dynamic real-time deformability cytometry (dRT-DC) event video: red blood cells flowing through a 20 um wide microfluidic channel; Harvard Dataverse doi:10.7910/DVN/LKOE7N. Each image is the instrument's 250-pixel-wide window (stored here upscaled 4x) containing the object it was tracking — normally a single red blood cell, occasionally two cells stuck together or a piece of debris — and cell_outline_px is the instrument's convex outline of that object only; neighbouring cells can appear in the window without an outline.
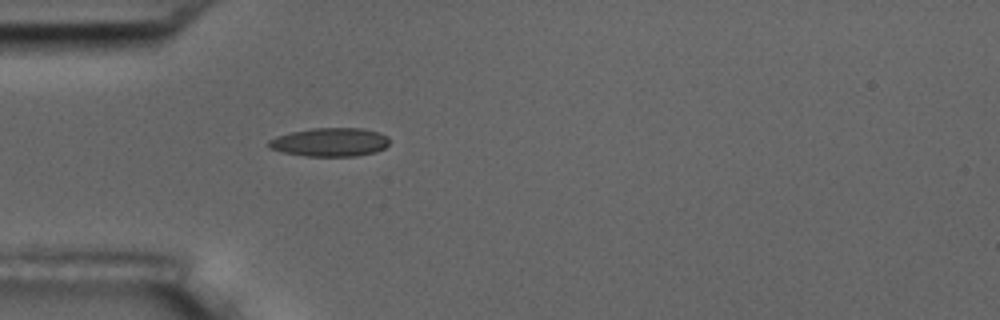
{"species": "common noctule bat (a hibernating species)", "species_latin": "Nyctalus noctula", "temperature_condition": "room temperature", "stored_images_in_passage": 41, "camera_frame_rate_fps": 3000, "um_per_image_px": 0.085, "animal": {"sex": "male", "body_mass_g": 17.5, "forearm_length_mm": 52.3}, "frame": {"image": 1, "passage_image": 1, "time_ms": 0.0, "image_size_px": [1000, 320], "cell_outline_px": [[388, 144], [384, 148], [376, 152], [356, 156], [308, 156], [284, 152], [272, 148], [268, 144], [268, 140], [276, 136], [292, 132], [312, 128], [360, 128], [376, 132], [388, 136]], "centroid_in_image_um": [28.06, 12.08], "position_along_channel_um": 56.9, "area_um2": 19.88}}
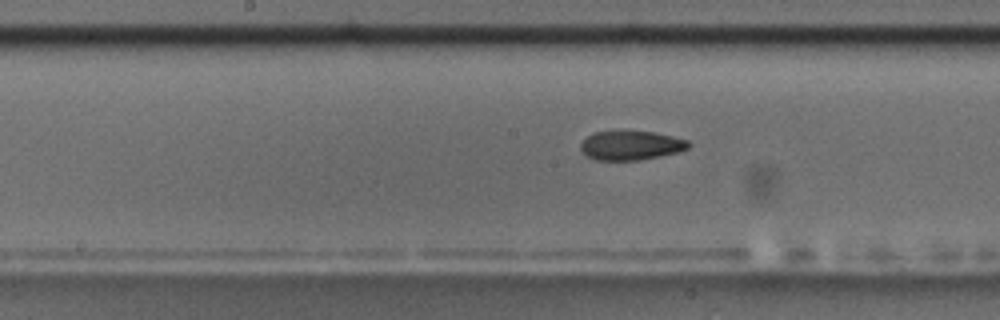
{"frame": {"image": 2, "passage_image": 13, "time_ms": 4.0, "image_size_px": [1000, 320], "cell_outline_px": [[692, 144], [688, 148], [680, 152], [640, 160], [596, 160], [588, 156], [580, 148], [580, 144], [592, 132], [620, 128], [624, 128], [656, 132], [688, 140]], "centroid_in_image_um": [53.64, 12.3], "position_along_channel_um": 194.6, "area_um2": 19.19}}
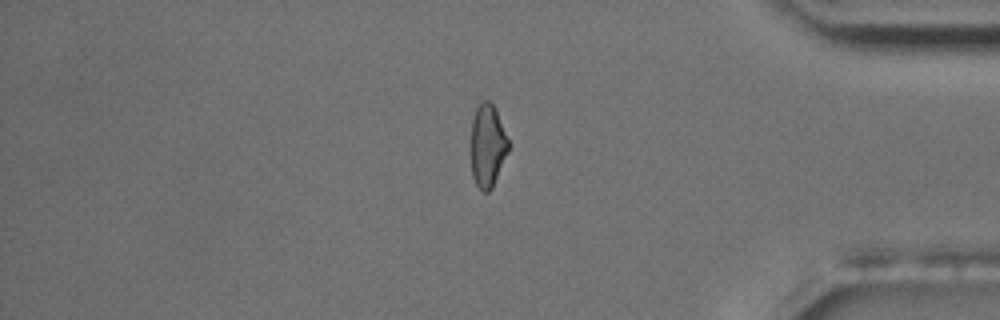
{"frame": {"image": 3, "passage_image": 32, "time_ms": 10.333, "image_size_px": [1000, 320], "cell_outline_px": [[508, 152], [492, 188], [488, 192], [484, 192], [476, 184], [472, 176], [468, 148], [472, 120], [476, 108], [484, 100], [488, 100], [492, 104], [496, 112], [508, 140]], "centroid_in_image_um": [41.37, 12.42], "position_along_channel_um": 393.8, "area_um2": 18.38}, "authors_computed_cell_mechanics": {"area_um2": 19.1318, "velocity_mm_per_s": 3.5592, "shape_relaxation_time_tau1_ms": 10.4958, "shape_relaxation_time_tau2_ms": 3.8485, "deformation_change_tau1": 0.2002, "deformation_change_tau2": 0.1112}}